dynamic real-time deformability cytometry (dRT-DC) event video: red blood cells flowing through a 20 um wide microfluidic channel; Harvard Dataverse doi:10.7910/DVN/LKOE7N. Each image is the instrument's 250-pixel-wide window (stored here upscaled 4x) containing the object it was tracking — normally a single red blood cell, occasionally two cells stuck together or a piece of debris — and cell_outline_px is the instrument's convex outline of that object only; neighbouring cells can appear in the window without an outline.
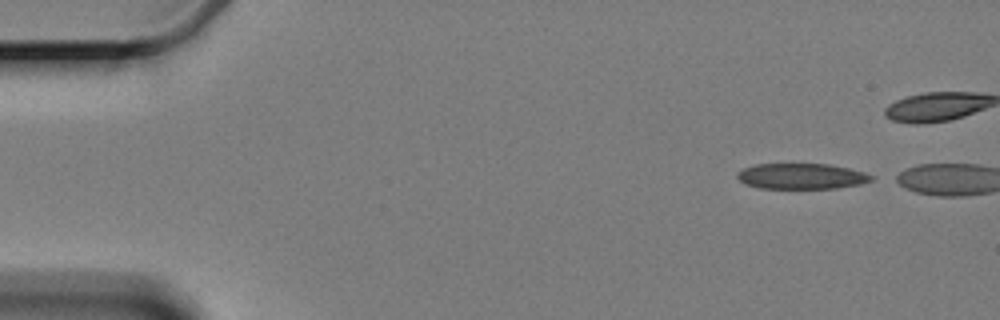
{"species": "Egyptian fruit bat (a non-hibernating species)", "species_latin": "Rousettus aegyptiacus", "temperature_condition": "cold", "stored_images_in_passage": 3, "camera_frame_rate_fps": 3000, "um_per_image_px": 0.085, "animal": {"sex": "female"}, "frame": {"image": 1, "passage_image": 1, "time_ms": 0.0, "image_size_px": [1000, 320], "cell_outline_px": [[876, 176], [872, 180], [860, 184], [836, 188], [760, 188], [744, 184], [736, 176], [736, 172], [744, 168], [756, 164], [828, 164], [848, 168], [864, 172]], "centroid_in_image_um": [68.12, 14.98], "position_along_channel_um": 16.9, "area_um2": 20.06}}